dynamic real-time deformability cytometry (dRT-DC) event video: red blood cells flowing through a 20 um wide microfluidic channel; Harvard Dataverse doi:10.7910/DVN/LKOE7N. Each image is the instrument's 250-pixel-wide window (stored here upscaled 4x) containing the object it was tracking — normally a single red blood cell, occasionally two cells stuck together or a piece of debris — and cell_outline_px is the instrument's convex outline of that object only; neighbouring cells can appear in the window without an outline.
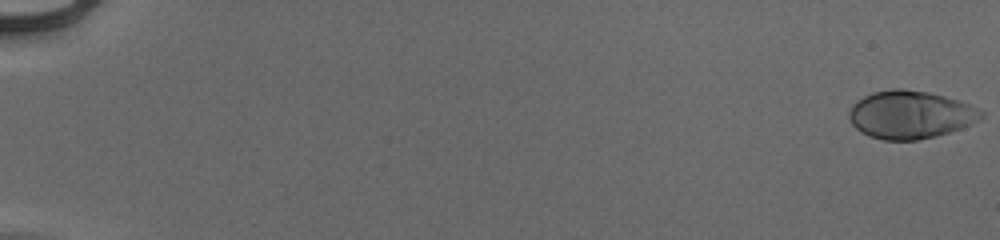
{"species": "human", "species_latin": "Homo sapiens", "temperature_condition": "cold", "stored_images_in_passage": 23, "camera_frame_rate_fps": 3000, "um_per_image_px": 0.085, "donor": {"sex": "male"}, "frame": {"image": 1, "passage_image": 1, "time_ms": 0.0, "image_size_px": [1000, 240], "cell_outline_px": [[984, 116], [980, 120], [972, 124], [936, 136], [916, 140], [884, 140], [868, 136], [860, 132], [852, 124], [848, 116], [848, 112], [852, 104], [856, 100], [872, 92], [892, 88], [904, 88], [928, 92], [960, 100], [984, 112]], "centroid_in_image_um": [77.35, 9.74], "position_along_channel_um": 7.6, "area_um2": 37.17}}
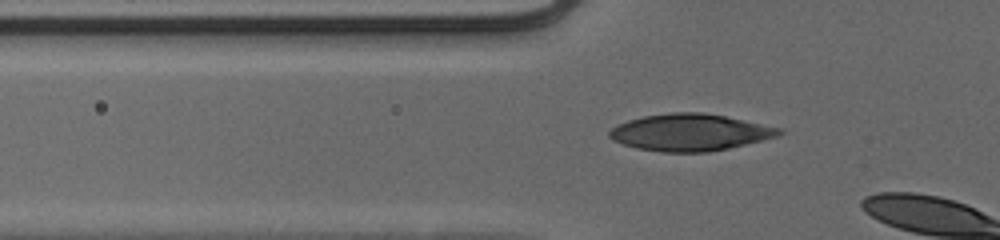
{"frame": {"image": 2, "passage_image": 21, "time_ms": 6.667, "image_size_px": [1000, 240], "cell_outline_px": [[784, 132], [780, 136], [728, 148], [708, 152], [660, 152], [636, 148], [612, 140], [608, 136], [608, 132], [616, 124], [628, 120], [644, 116], [672, 112], [704, 112], [724, 116], [780, 128]], "centroid_in_image_um": [58.62, 11.25], "position_along_channel_um": 67.2, "area_um2": 36.41}}